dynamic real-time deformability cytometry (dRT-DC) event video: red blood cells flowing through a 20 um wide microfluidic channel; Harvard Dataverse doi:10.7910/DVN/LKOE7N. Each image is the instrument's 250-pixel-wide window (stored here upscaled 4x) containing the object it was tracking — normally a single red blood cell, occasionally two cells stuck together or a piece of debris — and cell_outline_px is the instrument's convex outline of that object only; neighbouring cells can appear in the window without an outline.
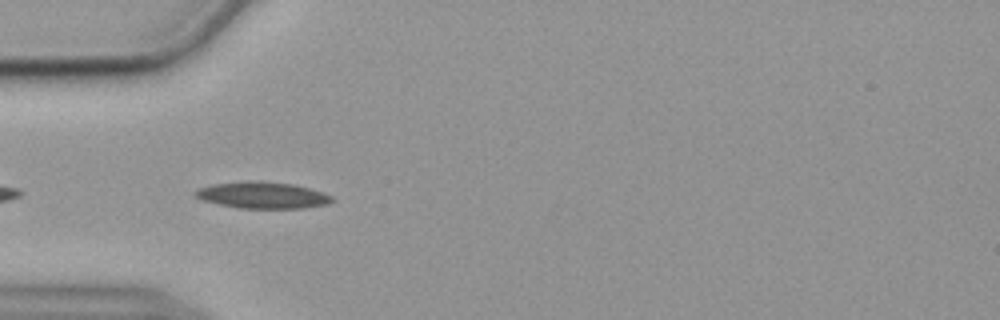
{"species": "common noctule bat (a hibernating species)", "species_latin": "Nyctalus noctula", "temperature_condition": "cold", "stored_images_in_passage": 41, "camera_frame_rate_fps": 3000, "um_per_image_px": 0.085, "animal": {"sex": "female", "body_mass_g": 19.9}, "frame": {"image": 1, "passage_image": 3, "time_ms": 0.667, "image_size_px": [1000, 320], "cell_outline_px": [[336, 200], [328, 204], [300, 208], [236, 208], [204, 200], [192, 196], [192, 192], [196, 188], [212, 184], [248, 180], [260, 180], [292, 184], [324, 192], [332, 196]], "centroid_in_image_um": [22.27, 16.58], "position_along_channel_um": 62.7, "area_um2": 21.44}}
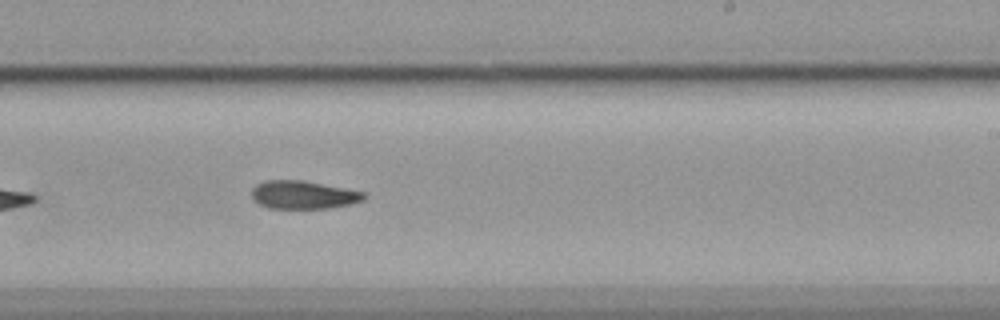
{"frame": {"image": 2, "passage_image": 20, "time_ms": 6.333, "image_size_px": [1000, 320], "cell_outline_px": [[368, 196], [364, 200], [352, 204], [328, 208], [268, 208], [252, 200], [252, 188], [256, 184], [264, 180], [304, 180], [364, 192]], "centroid_in_image_um": [25.78, 16.56], "position_along_channel_um": 263.2, "area_um2": 18.55}}
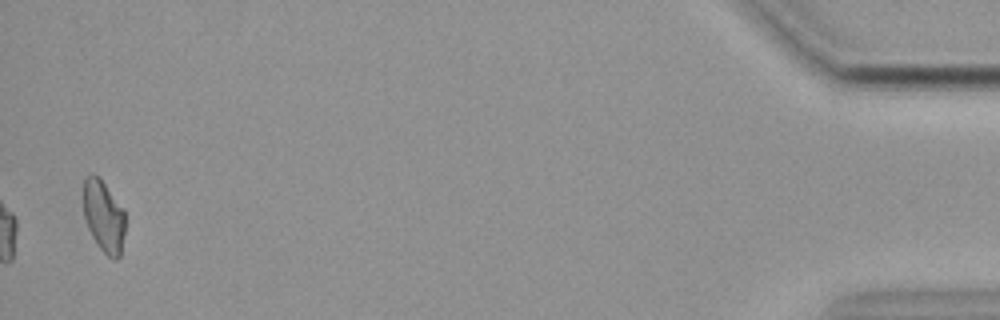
{"frame": {"image": 3, "passage_image": 41, "time_ms": 13.333, "image_size_px": [1000, 320], "cell_outline_px": [[124, 232], [120, 256], [116, 260], [112, 260], [100, 248], [92, 236], [84, 220], [84, 180], [92, 172], [100, 176], [124, 212]], "centroid_in_image_um": [8.8, 18.38], "position_along_channel_um": 426.4, "area_um2": 17.34}, "authors_computed_cell_mechanics": {"area_um2": 18.9006, "velocity_mm_per_s": 3.5783, "shape_relaxation_time_tau1_ms": 9.4286, "shape_relaxation_time_tau2_ms": null, "deformation_change_tau1": 0.2009, "deformation_change_tau2": null}}